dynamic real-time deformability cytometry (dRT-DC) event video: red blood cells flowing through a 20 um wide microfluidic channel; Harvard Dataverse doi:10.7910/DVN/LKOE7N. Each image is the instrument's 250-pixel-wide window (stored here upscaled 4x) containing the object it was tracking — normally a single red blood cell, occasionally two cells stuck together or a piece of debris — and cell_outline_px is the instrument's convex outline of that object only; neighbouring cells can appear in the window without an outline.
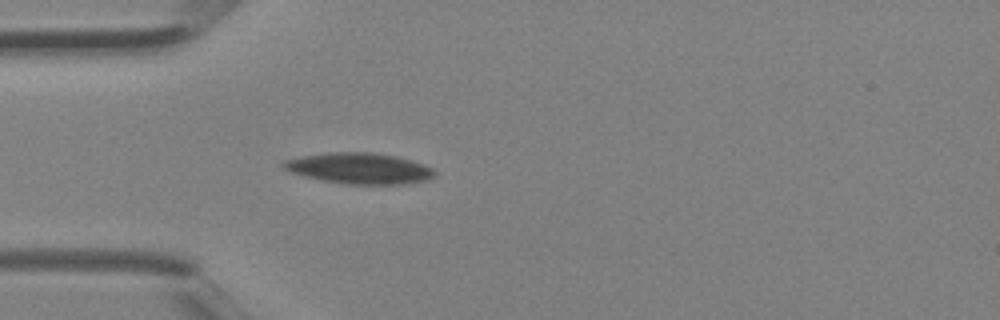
{"species": "Egyptian fruit bat (a non-hibernating species)", "species_latin": "Rousettus aegyptiacus", "temperature_condition": "room temperature", "stored_images_in_passage": 3, "camera_frame_rate_fps": 3000, "um_per_image_px": 0.085, "animal": {"sex": "female"}, "frame": {"image": 1, "passage_image": 3, "time_ms": 0.667, "image_size_px": [1000, 320], "cell_outline_px": [[436, 172], [428, 180], [408, 184], [348, 184], [324, 180], [304, 176], [292, 172], [284, 168], [280, 164], [284, 160], [300, 156], [328, 152], [372, 152], [396, 156], [412, 160], [424, 164], [432, 168]], "centroid_in_image_um": [30.56, 14.3], "position_along_channel_um": 54.4, "area_um2": 27.28}}